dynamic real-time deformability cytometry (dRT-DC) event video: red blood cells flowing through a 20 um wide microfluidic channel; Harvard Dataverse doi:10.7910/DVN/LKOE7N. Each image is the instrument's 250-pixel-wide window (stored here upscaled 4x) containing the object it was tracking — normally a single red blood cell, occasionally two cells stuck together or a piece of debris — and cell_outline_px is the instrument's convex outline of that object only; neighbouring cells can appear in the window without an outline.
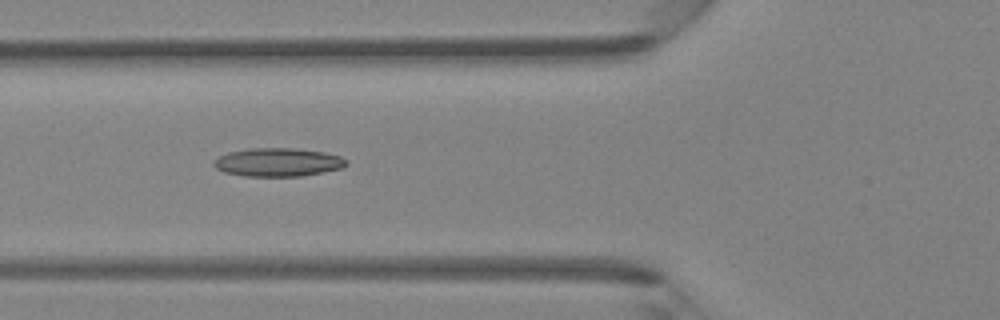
{"species": "Egyptian fruit bat (a non-hibernating species)", "species_latin": "Rousettus aegyptiacus", "temperature_condition": "room temperature", "stored_images_in_passage": 7, "camera_frame_rate_fps": 3000, "um_per_image_px": 0.085, "animal": {"sex": "female"}, "frame": {"image": 1, "passage_image": 6, "time_ms": 5.667, "image_size_px": [1000, 320], "cell_outline_px": [[348, 164], [340, 168], [300, 176], [244, 176], [224, 172], [216, 168], [212, 164], [212, 160], [228, 152], [248, 148], [292, 148], [324, 152], [340, 156], [348, 160]], "centroid_in_image_um": [23.58, 13.78], "position_along_channel_um": 102.2, "area_um2": 21.91}}
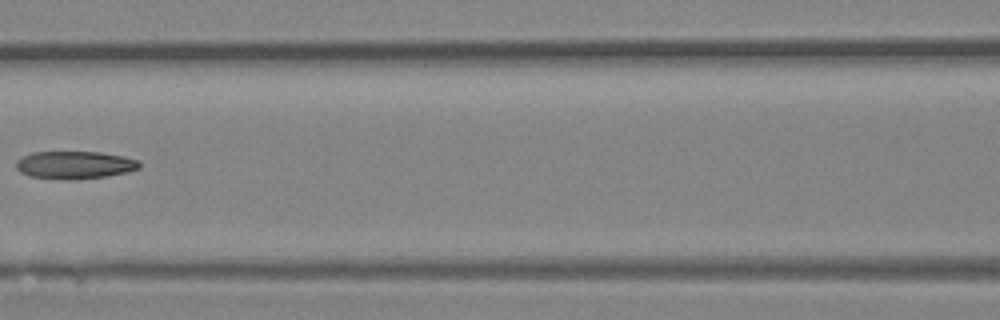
{"frame": {"image": 2, "passage_image": 7, "time_ms": 7.0, "image_size_px": [1000, 320], "cell_outline_px": [[140, 168], [128, 172], [104, 176], [72, 180], [68, 180], [28, 176], [20, 172], [16, 168], [16, 160], [20, 156], [32, 152], [100, 152], [124, 156], [140, 160]], "centroid_in_image_um": [6.33, 14.01], "position_along_channel_um": 160.3, "area_um2": 20.11}}